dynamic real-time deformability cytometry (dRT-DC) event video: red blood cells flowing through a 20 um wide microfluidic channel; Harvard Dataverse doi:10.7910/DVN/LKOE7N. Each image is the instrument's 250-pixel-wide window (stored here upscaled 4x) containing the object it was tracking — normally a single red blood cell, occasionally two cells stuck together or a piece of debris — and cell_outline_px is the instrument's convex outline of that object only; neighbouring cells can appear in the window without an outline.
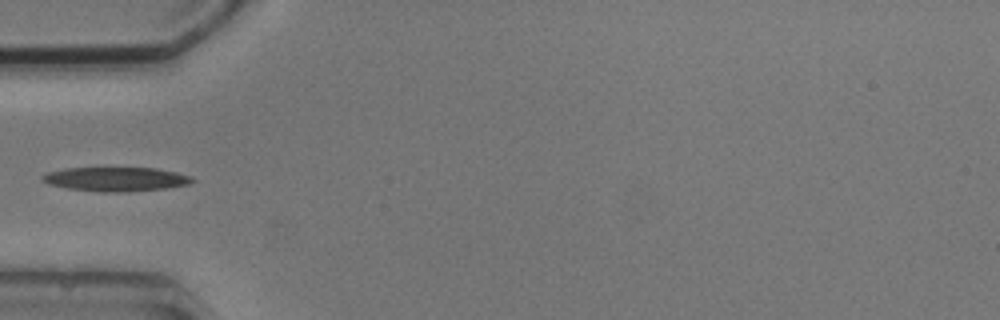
{"species": "common noctule bat (a hibernating species)", "species_latin": "Nyctalus noctula", "temperature_condition": "cold", "stored_images_in_passage": 3, "camera_frame_rate_fps": 3000, "um_per_image_px": 0.085, "animal": {"sex": "male", "body_mass_g": 20.5, "forearm_length_mm": 52.5}, "frame": {"image": 1, "passage_image": 3, "time_ms": 2.333, "image_size_px": [1000, 320], "cell_outline_px": [[196, 180], [188, 184], [168, 188], [124, 192], [100, 192], [68, 188], [48, 184], [40, 180], [40, 176], [48, 172], [64, 168], [156, 168], [176, 172], [192, 176]], "centroid_in_image_um": [9.84, 15.23], "position_along_channel_um": 75.2, "area_um2": 21.21}}